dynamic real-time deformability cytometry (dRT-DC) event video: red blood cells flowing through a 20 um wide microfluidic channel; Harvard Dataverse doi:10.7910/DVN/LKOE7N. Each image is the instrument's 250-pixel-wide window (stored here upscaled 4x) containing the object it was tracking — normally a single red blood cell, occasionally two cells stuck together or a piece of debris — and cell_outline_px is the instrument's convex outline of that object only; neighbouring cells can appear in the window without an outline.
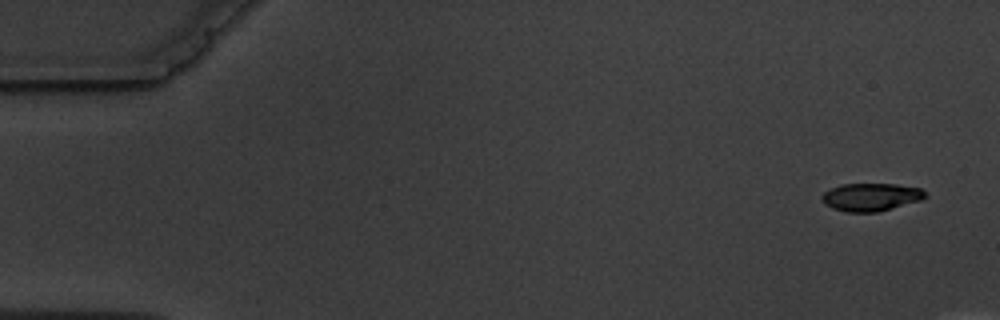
{"species": "common noctule bat (a hibernating species)", "species_latin": "Nyctalus noctula", "temperature_condition": "warm", "stored_images_in_passage": 5, "camera_frame_rate_fps": 3000, "um_per_image_px": 0.085, "animal": {"sex": "male", "body_mass_g": 19.5, "forearm_length_mm": 54.6}, "frame": {"image": 1, "passage_image": 1, "time_ms": 0.0, "image_size_px": [1000, 320], "cell_outline_px": [[928, 196], [920, 200], [876, 212], [848, 212], [832, 208], [824, 204], [820, 200], [820, 196], [824, 192], [840, 184], [896, 184], [920, 188]], "centroid_in_image_um": [73.98, 16.74], "position_along_channel_um": 11.0, "area_um2": 16.7}}